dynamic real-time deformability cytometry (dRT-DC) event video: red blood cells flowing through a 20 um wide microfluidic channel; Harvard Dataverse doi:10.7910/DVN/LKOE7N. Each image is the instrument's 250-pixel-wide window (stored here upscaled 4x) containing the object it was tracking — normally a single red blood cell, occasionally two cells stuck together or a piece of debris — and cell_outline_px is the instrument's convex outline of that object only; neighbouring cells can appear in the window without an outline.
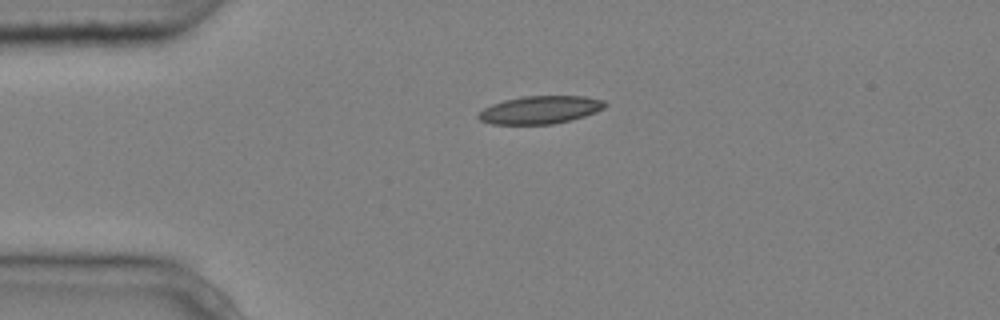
{"species": "common noctule bat (a hibernating species)", "species_latin": "Nyctalus noctula", "temperature_condition": "cold", "stored_images_in_passage": 1, "camera_frame_rate_fps": 3000, "um_per_image_px": 0.085, "animal": {"sex": "male", "body_mass_g": 20.4}, "frame": {"image": 1, "passage_image": 1, "time_ms": 0.0, "image_size_px": [1000, 320], "cell_outline_px": [[608, 104], [604, 108], [596, 112], [584, 116], [552, 124], [492, 124], [480, 120], [476, 116], [484, 108], [492, 104], [504, 100], [520, 96], [584, 96], [604, 100]], "centroid_in_image_um": [45.91, 9.33], "position_along_channel_um": 39.1, "area_um2": 20.52}}